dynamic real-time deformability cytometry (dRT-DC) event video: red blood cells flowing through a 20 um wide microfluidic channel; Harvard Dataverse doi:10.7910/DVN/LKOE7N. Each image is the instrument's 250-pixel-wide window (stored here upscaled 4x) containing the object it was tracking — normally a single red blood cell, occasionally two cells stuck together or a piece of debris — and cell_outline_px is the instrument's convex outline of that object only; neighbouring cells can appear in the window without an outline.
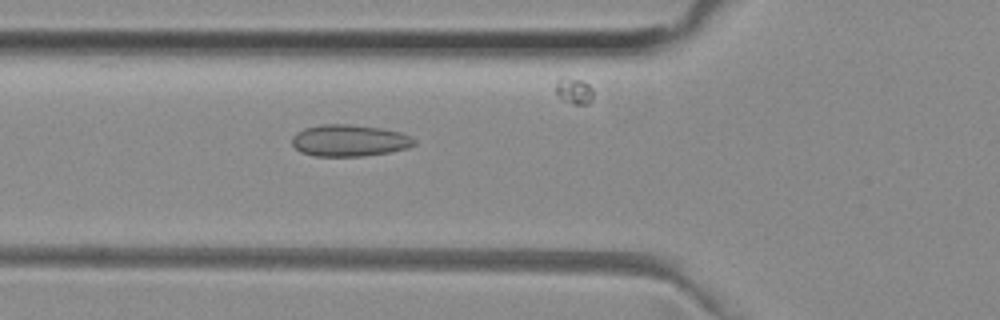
{"species": "common noctule bat (a hibernating species)", "species_latin": "Nyctalus noctula", "temperature_condition": "room temperature", "stored_images_in_passage": 39, "camera_frame_rate_fps": 3000, "um_per_image_px": 0.085, "animal": {"sex": "female", "body_mass_g": 29.2, "forearm_length_mm": 56.3}, "frame": {"image": 1, "passage_image": 15, "time_ms": 4.667, "image_size_px": [1000, 320], "cell_outline_px": [[416, 144], [408, 148], [392, 152], [364, 156], [312, 156], [300, 152], [292, 144], [292, 136], [296, 132], [304, 128], [320, 124], [352, 124], [380, 128], [400, 132], [412, 136], [416, 140]], "centroid_in_image_um": [29.7, 11.94], "position_along_channel_um": 96.1, "area_um2": 22.95}}
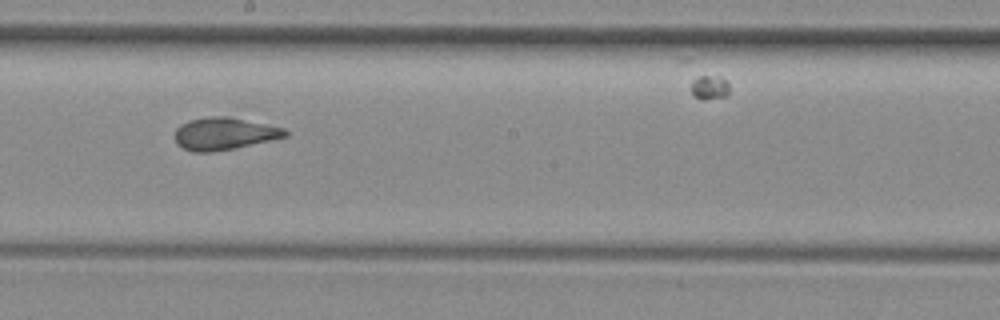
{"frame": {"image": 2, "passage_image": 25, "time_ms": 8.0, "image_size_px": [1000, 320], "cell_outline_px": [[288, 136], [236, 148], [212, 152], [192, 152], [176, 144], [176, 128], [180, 124], [188, 120], [212, 116], [228, 116], [284, 128], [288, 132]], "centroid_in_image_um": [19.04, 11.36], "position_along_channel_um": 229.2, "area_um2": 20.75}}
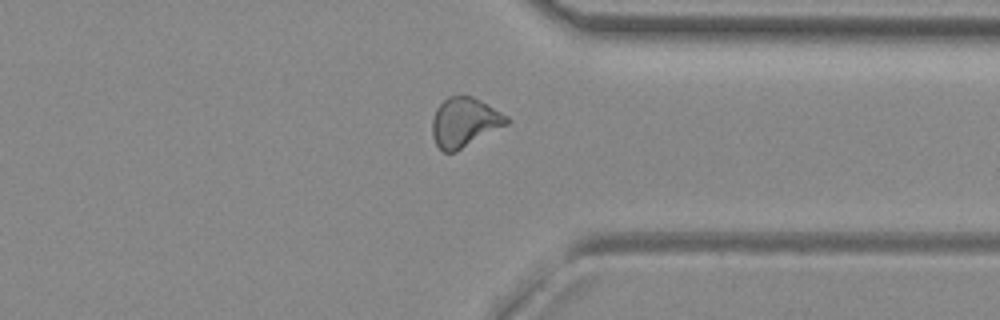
{"frame": {"image": 3, "passage_image": 36, "time_ms": 11.667, "image_size_px": [1000, 320], "cell_outline_px": [[512, 120], [508, 124], [456, 152], [444, 152], [436, 144], [432, 136], [432, 120], [436, 108], [448, 96], [472, 96], [480, 100], [508, 116]], "centroid_in_image_um": [39.49, 10.4], "position_along_channel_um": 371.9, "area_um2": 21.44}}